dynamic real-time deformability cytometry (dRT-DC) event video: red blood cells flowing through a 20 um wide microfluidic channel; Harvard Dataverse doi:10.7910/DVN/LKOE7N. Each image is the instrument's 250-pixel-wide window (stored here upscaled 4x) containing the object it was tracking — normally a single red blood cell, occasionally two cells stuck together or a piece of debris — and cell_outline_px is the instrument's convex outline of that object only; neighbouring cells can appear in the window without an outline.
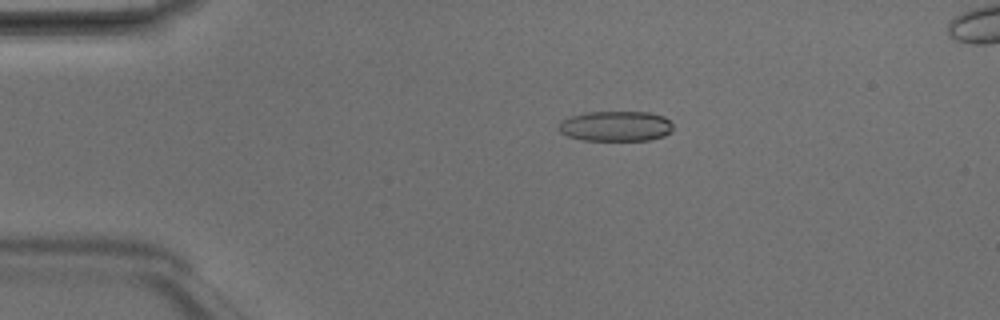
{"species": "Egyptian fruit bat (a non-hibernating species)", "species_latin": "Rousettus aegyptiacus", "temperature_condition": "room temperature", "stored_images_in_passage": 3, "camera_frame_rate_fps": 3000, "um_per_image_px": 0.085, "animal": {"sex": "male"}, "frame": {"image": 1, "passage_image": 1, "time_ms": 0.0, "image_size_px": [1000, 320], "cell_outline_px": [[672, 132], [664, 136], [648, 140], [580, 140], [568, 136], [560, 132], [556, 128], [560, 120], [568, 116], [588, 112], [648, 112], [664, 116], [672, 124]], "centroid_in_image_um": [52.29, 10.72], "position_along_channel_um": 32.7, "area_um2": 20.4}}